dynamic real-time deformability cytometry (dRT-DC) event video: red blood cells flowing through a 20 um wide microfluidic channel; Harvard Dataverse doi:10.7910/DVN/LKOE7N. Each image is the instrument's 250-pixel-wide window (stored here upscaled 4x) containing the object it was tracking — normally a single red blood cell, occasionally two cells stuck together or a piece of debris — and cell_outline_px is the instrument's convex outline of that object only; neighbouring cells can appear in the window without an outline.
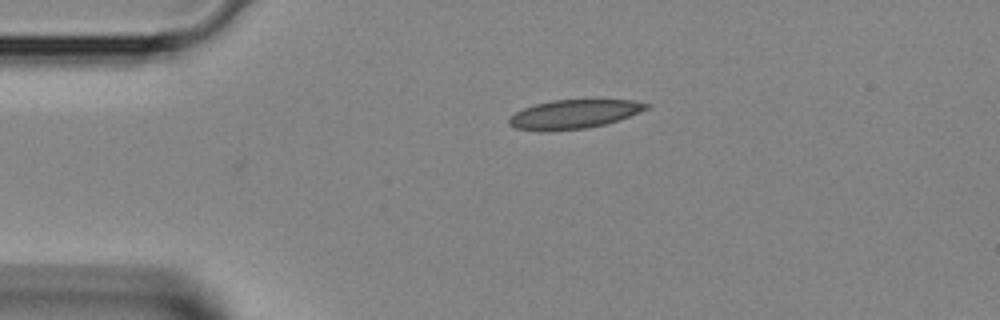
{"species": "Egyptian fruit bat (a non-hibernating species)", "species_latin": "Rousettus aegyptiacus", "temperature_condition": "room temperature", "stored_images_in_passage": 2, "camera_frame_rate_fps": 3000, "um_per_image_px": 0.085, "animal": {"sex": "female"}, "frame": {"image": 1, "passage_image": 2, "time_ms": 0.333, "image_size_px": [1000, 320], "cell_outline_px": [[652, 104], [648, 108], [620, 120], [588, 128], [516, 128], [508, 124], [508, 120], [516, 112], [524, 108], [536, 104], [552, 100], [632, 100]], "centroid_in_image_um": [48.88, 9.65], "position_along_channel_um": 36.1, "area_um2": 22.08}}